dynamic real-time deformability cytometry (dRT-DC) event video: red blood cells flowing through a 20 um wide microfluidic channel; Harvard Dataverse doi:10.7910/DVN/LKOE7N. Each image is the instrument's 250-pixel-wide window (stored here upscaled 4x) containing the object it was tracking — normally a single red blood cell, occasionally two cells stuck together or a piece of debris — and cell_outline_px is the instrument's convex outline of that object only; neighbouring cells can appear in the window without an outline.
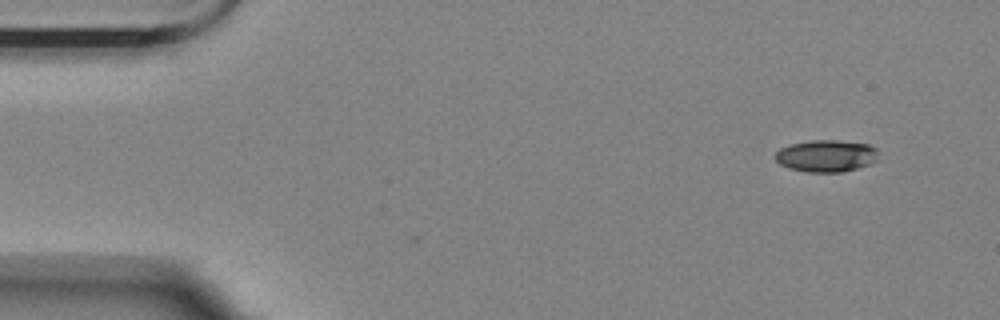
{"species": "Egyptian fruit bat (a non-hibernating species)", "species_latin": "Rousettus aegyptiacus", "temperature_condition": "room temperature", "stored_images_in_passage": 3, "camera_frame_rate_fps": 3000, "um_per_image_px": 0.085, "animal": {"sex": "female"}, "frame": {"image": 1, "passage_image": 1, "time_ms": 0.0, "image_size_px": [1000, 320], "cell_outline_px": [[880, 152], [876, 160], [868, 164], [844, 172], [808, 172], [788, 168], [780, 164], [772, 156], [780, 148], [788, 144], [812, 140], [836, 140], [868, 144], [876, 148]], "centroid_in_image_um": [70.2, 13.24], "position_along_channel_um": 14.8, "area_um2": 19.42}}